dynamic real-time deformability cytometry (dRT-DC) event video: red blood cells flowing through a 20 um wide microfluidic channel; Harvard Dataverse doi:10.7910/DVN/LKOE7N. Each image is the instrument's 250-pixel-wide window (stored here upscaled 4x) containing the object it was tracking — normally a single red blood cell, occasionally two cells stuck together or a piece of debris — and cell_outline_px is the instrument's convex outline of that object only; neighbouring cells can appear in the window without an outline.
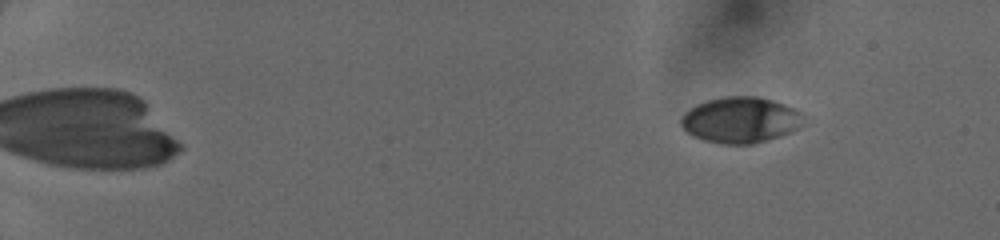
{"species": "human", "species_latin": "Homo sapiens", "temperature_condition": "cold", "stored_images_in_passage": 47, "camera_frame_rate_fps": 3000, "um_per_image_px": 0.085, "donor": {"sex": "female"}, "frame": {"image": 1, "passage_image": 4, "time_ms": 1.0, "image_size_px": [1000, 240], "cell_outline_px": [[804, 124], [800, 128], [792, 132], [768, 140], [752, 144], [724, 144], [704, 140], [688, 132], [680, 124], [680, 120], [684, 112], [696, 104], [708, 100], [724, 96], [756, 96], [772, 100], [796, 108], [804, 116]], "centroid_in_image_um": [62.99, 10.19], "position_along_channel_um": 22.0, "area_um2": 33.0}}
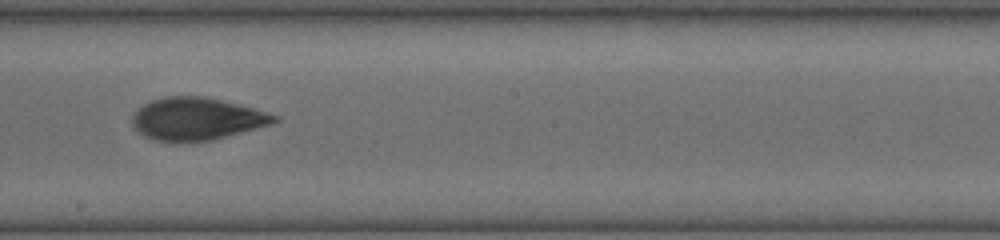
{"frame": {"image": 2, "passage_image": 29, "time_ms": 9.333, "image_size_px": [1000, 240], "cell_outline_px": [[280, 120], [268, 124], [212, 140], [152, 140], [144, 136], [132, 128], [132, 116], [144, 104], [152, 100], [164, 96], [204, 96], [252, 108], [280, 116]], "centroid_in_image_um": [16.67, 10.08], "position_along_channel_um": 231.5, "area_um2": 34.39}}
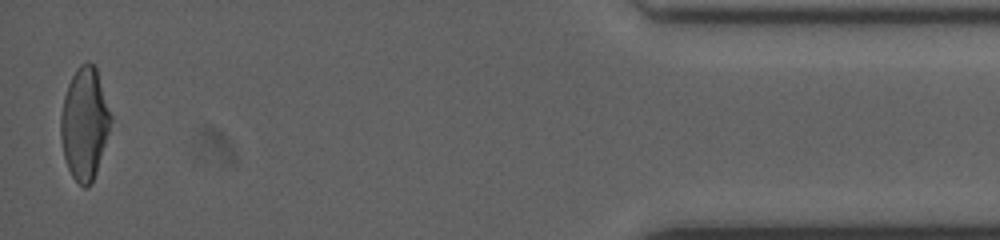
{"frame": {"image": 3, "passage_image": 47, "time_ms": 15.333, "image_size_px": [1000, 240], "cell_outline_px": [[112, 120], [96, 172], [88, 188], [84, 188], [72, 176], [68, 168], [64, 156], [60, 136], [60, 116], [64, 96], [68, 84], [72, 76], [80, 64], [88, 60], [96, 68], [112, 116]], "centroid_in_image_um": [7.17, 10.49], "position_along_channel_um": 428.0, "area_um2": 32.43}}